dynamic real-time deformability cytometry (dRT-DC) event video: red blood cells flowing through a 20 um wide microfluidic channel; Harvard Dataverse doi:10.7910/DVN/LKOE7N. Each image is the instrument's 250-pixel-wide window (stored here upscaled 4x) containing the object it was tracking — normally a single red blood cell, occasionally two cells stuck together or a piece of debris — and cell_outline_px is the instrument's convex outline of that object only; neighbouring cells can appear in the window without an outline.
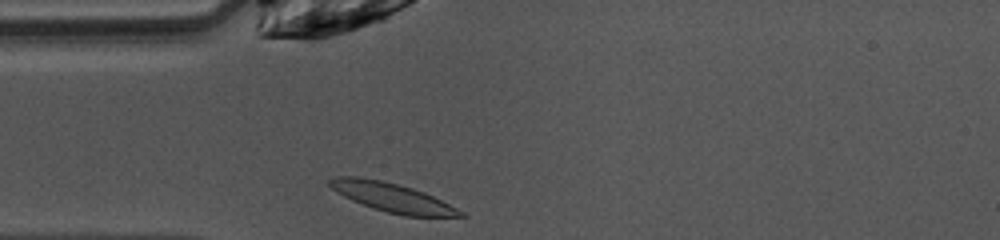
{"species": "common noctule bat (a hibernating species)", "species_latin": "Nyctalus noctula", "temperature_condition": "warm", "stored_images_in_passage": 29, "camera_frame_rate_fps": 3000, "um_per_image_px": 0.085, "animal": {"sex": "female", "body_mass_g": 10.0, "forearm_length_mm": 53.1}, "frame": {"image": 1, "passage_image": 1, "time_ms": 0.0, "image_size_px": [1000, 240], "cell_outline_px": [[468, 216], [404, 216], [372, 208], [352, 200], [344, 196], [332, 188], [328, 184], [328, 180], [336, 176], [360, 176], [380, 180], [412, 188], [424, 192], [464, 212]], "centroid_in_image_um": [33.3, 16.77], "position_along_channel_um": 51.7, "area_um2": 21.73}}
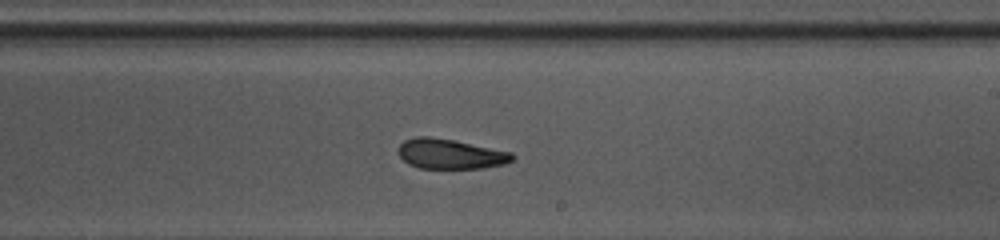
{"frame": {"image": 2, "passage_image": 16, "time_ms": 5.0, "image_size_px": [1000, 240], "cell_outline_px": [[516, 156], [512, 160], [504, 164], [484, 168], [420, 168], [408, 164], [396, 152], [396, 148], [404, 140], [416, 136], [428, 136], [452, 140], [512, 152]], "centroid_in_image_um": [38.24, 13.08], "position_along_channel_um": 250.8, "area_um2": 19.94}}
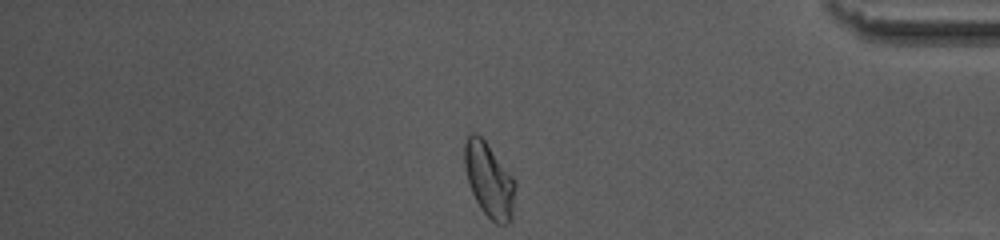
{"frame": {"image": 3, "passage_image": 29, "time_ms": 9.333, "image_size_px": [1000, 240], "cell_outline_px": [[516, 188], [512, 220], [508, 224], [496, 224], [480, 208], [468, 184], [464, 168], [464, 144], [468, 132], [476, 132], [484, 140], [516, 180]], "centroid_in_image_um": [41.57, 15.3], "position_along_channel_um": 393.6, "area_um2": 22.31}, "authors_computed_cell_mechanics": {"area_um2": 20.519, "velocity_mm_per_s": 4.0421, "shape_relaxation_time_tau1_ms": 8.8089, "shape_relaxation_time_tau2_ms": 3.8814, "deformation_change_tau1": 0.2268, "deformation_change_tau2": 0.12}}